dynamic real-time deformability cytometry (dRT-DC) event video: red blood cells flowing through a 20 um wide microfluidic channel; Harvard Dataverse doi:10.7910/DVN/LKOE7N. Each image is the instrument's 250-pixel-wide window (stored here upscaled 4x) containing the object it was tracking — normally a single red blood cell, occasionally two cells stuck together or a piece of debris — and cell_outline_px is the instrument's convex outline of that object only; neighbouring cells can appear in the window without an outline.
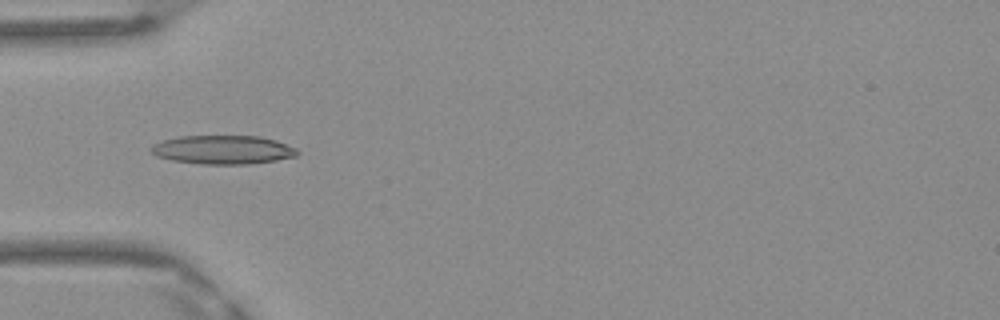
{"species": "Egyptian fruit bat (a non-hibernating species)", "species_latin": "Rousettus aegyptiacus", "temperature_condition": "warm", "stored_images_in_passage": 34, "camera_frame_rate_fps": 3000, "um_per_image_px": 0.085, "frame": {"image": 1, "passage_image": 1, "time_ms": 0.0, "image_size_px": [1000, 320], "cell_outline_px": [[300, 152], [296, 156], [276, 160], [248, 164], [204, 164], [172, 160], [156, 156], [148, 148], [152, 144], [164, 140], [180, 136], [260, 136], [276, 140], [296, 148]], "centroid_in_image_um": [18.94, 12.72], "position_along_channel_um": 66.1, "area_um2": 24.51}}
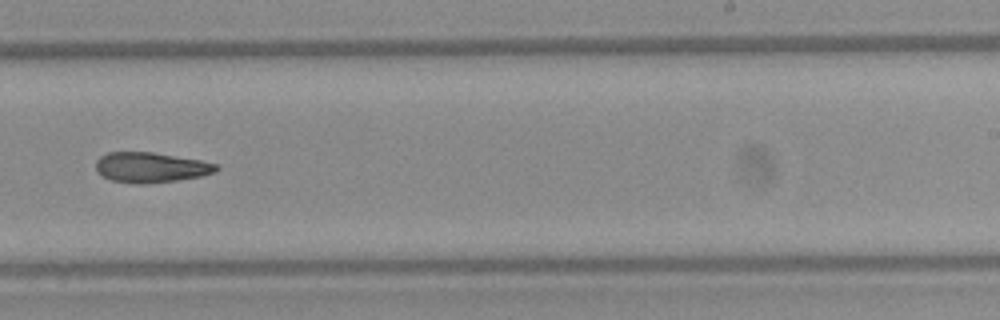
{"frame": {"image": 2, "passage_image": 16, "time_ms": 5.0, "image_size_px": [1000, 320], "cell_outline_px": [[220, 168], [216, 172], [200, 176], [176, 180], [144, 184], [136, 184], [112, 180], [96, 172], [96, 160], [100, 156], [108, 152], [152, 152], [200, 160], [216, 164]], "centroid_in_image_um": [12.8, 14.23], "position_along_channel_um": 276.2, "area_um2": 21.1}}
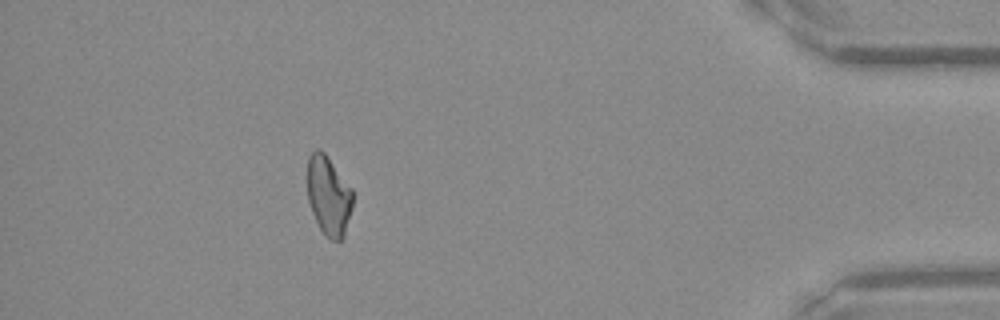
{"frame": {"image": 3, "passage_image": 29, "time_ms": 9.333, "image_size_px": [1000, 320], "cell_outline_px": [[352, 208], [344, 236], [340, 240], [332, 240], [320, 228], [312, 212], [308, 200], [308, 156], [316, 148], [320, 148], [324, 152], [352, 188]], "centroid_in_image_um": [27.93, 16.6], "position_along_channel_um": 407.3, "area_um2": 20.75}}